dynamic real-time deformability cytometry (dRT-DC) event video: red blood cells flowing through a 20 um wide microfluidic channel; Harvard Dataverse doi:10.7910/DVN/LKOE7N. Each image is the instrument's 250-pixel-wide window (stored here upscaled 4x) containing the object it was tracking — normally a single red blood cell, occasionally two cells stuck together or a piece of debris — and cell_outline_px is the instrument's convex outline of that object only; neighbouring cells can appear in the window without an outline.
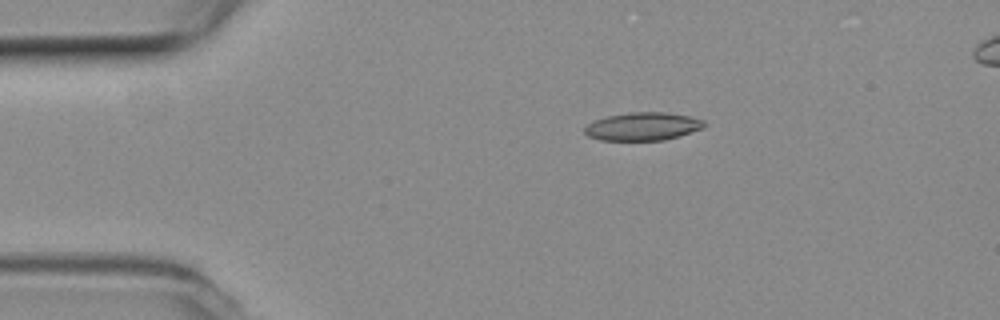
{"species": "common noctule bat (a hibernating species)", "species_latin": "Nyctalus noctula", "temperature_condition": "room temperature", "stored_images_in_passage": 46, "segment_of_instrument_passage": [1, 2], "camera_frame_rate_fps": 3000, "um_per_image_px": 0.085, "animal": {"sex": "female", "body_mass_g": 19.3, "forearm_length_mm": 54.1}, "frame": {"image": 1, "passage_image": 1, "time_ms": 0.0, "image_size_px": [1000, 320], "cell_outline_px": [[704, 128], [680, 136], [664, 140], [600, 140], [588, 136], [584, 132], [584, 128], [588, 124], [596, 120], [608, 116], [628, 112], [664, 112], [688, 116], [704, 120]], "centroid_in_image_um": [54.64, 10.75], "position_along_channel_um": 30.4, "area_um2": 19.48}}
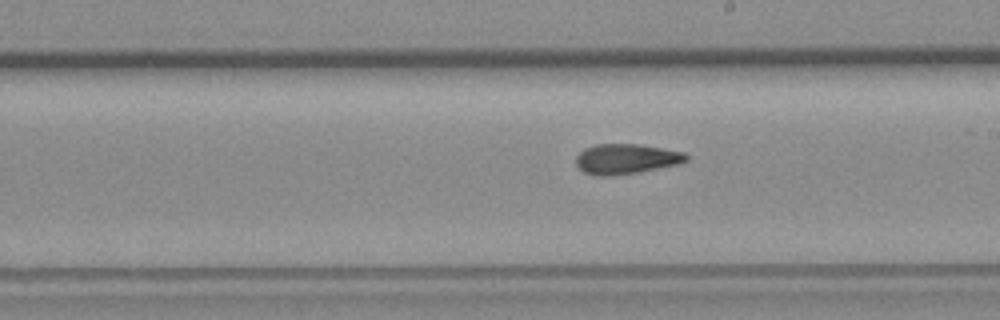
{"frame": {"image": 2, "passage_image": 21, "time_ms": 6.667, "image_size_px": [1000, 320], "cell_outline_px": [[688, 160], [676, 164], [640, 172], [608, 176], [596, 176], [584, 172], [576, 164], [576, 156], [584, 148], [596, 144], [640, 144], [684, 152], [688, 156]], "centroid_in_image_um": [53.19, 13.5], "position_along_channel_um": 235.8, "area_um2": 19.31}}
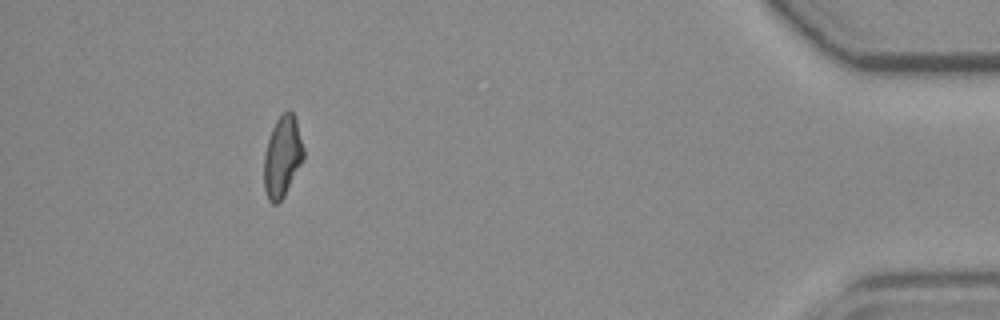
{"frame": {"image": 3, "passage_image": 40, "time_ms": 13.0, "image_size_px": [1000, 320], "cell_outline_px": [[304, 156], [284, 196], [276, 204], [272, 204], [268, 200], [264, 188], [264, 156], [268, 140], [272, 128], [276, 120], [288, 108], [292, 112], [296, 120], [304, 148]], "centroid_in_image_um": [23.99, 13.3], "position_along_channel_um": 411.2, "area_um2": 18.44}}